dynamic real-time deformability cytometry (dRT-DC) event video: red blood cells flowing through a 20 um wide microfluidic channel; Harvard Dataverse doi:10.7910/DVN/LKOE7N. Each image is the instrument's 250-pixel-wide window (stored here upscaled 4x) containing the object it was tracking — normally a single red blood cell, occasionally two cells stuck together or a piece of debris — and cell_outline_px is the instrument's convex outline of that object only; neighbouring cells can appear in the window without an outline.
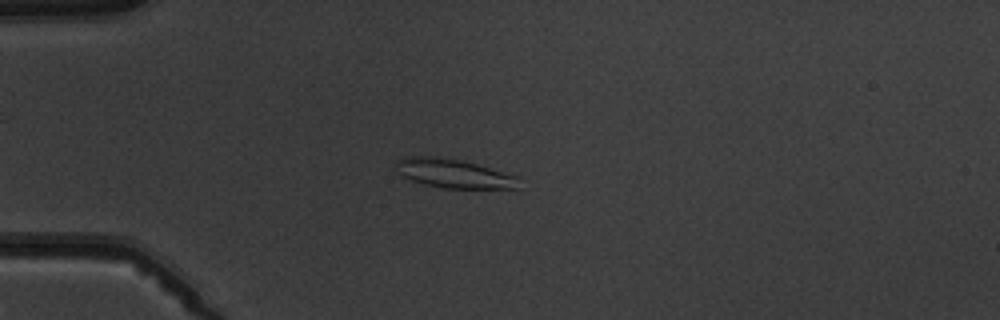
{"species": "common noctule bat (a hibernating species)", "species_latin": "Nyctalus noctula", "temperature_condition": "warm", "stored_images_in_passage": 6, "camera_frame_rate_fps": 3000, "um_per_image_px": 0.085, "animal": {"sex": "male", "body_mass_g": 19.5, "forearm_length_mm": 54.6}, "frame": {"image": 1, "passage_image": 4, "time_ms": 3.333, "image_size_px": [1000, 320], "cell_outline_px": [[520, 188], [444, 188], [424, 184], [400, 176], [396, 172], [396, 160], [404, 156], [436, 156], [460, 160], [476, 164], [516, 176]], "centroid_in_image_um": [38.48, 14.74], "position_along_channel_um": 46.5, "area_um2": 20.63}}